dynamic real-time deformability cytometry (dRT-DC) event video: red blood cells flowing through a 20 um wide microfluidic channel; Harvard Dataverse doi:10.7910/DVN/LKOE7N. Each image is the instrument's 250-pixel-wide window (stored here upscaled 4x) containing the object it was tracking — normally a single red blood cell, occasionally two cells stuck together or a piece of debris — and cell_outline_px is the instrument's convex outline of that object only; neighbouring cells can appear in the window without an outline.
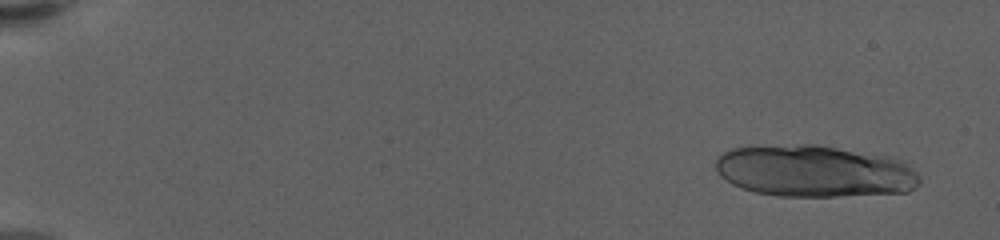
{"species": "human", "species_latin": "Homo sapiens", "temperature_condition": "warm", "stored_images_in_passage": 22, "camera_frame_rate_fps": 3000, "um_per_image_px": 0.085, "donor": {"sex": "female"}, "frame": {"image": 1, "passage_image": 4, "time_ms": 1.0, "image_size_px": [1000, 240], "cell_outline_px": [[920, 184], [916, 188], [908, 192], [836, 196], [776, 196], [756, 192], [732, 184], [720, 176], [716, 168], [716, 160], [724, 152], [732, 148], [800, 144], [816, 144], [888, 156], [904, 160], [920, 176]], "centroid_in_image_um": [69.28, 14.55], "position_along_channel_um": 15.7, "area_um2": 61.67}}
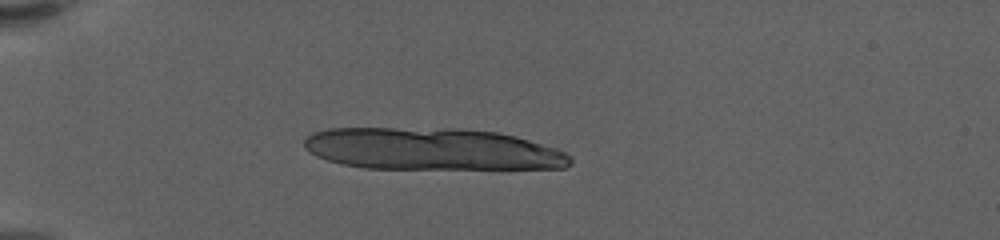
{"frame": {"image": 2, "passage_image": 17, "time_ms": 5.333, "image_size_px": [1000, 240], "cell_outline_px": [[572, 164], [564, 168], [364, 168], [340, 164], [316, 156], [308, 152], [304, 148], [304, 136], [312, 132], [328, 128], [460, 128], [496, 132], [516, 136], [556, 148], [572, 156]], "centroid_in_image_um": [36.68, 12.66], "position_along_channel_um": 48.3, "area_um2": 65.49}}